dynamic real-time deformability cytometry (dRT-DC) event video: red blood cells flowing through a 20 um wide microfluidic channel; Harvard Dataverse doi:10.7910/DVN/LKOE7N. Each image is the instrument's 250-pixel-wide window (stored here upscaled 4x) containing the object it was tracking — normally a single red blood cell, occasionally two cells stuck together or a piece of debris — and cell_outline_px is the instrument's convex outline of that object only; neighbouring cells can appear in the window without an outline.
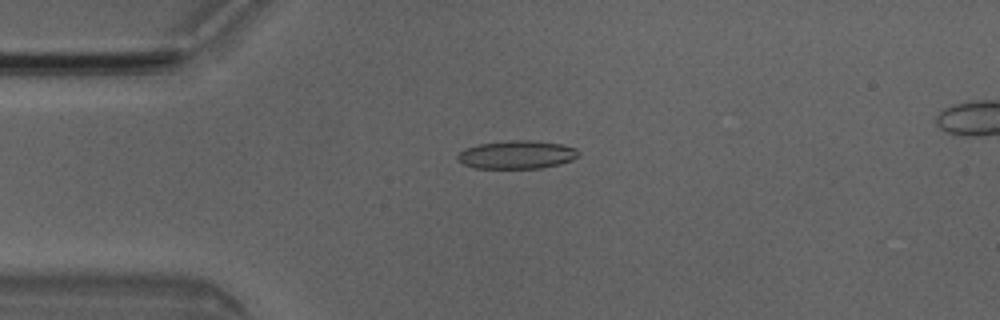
{"species": "Egyptian fruit bat (a non-hibernating species)", "species_latin": "Rousettus aegyptiacus", "temperature_condition": "room temperature", "stored_images_in_passage": 6, "camera_frame_rate_fps": 3000, "um_per_image_px": 0.085, "animal": {"sex": "male"}, "frame": {"image": 1, "passage_image": 3, "time_ms": 0.667, "image_size_px": [1000, 320], "cell_outline_px": [[580, 152], [572, 160], [560, 164], [540, 168], [476, 168], [464, 164], [456, 160], [456, 156], [464, 148], [480, 144], [512, 140], [532, 140], [560, 144], [576, 148]], "centroid_in_image_um": [43.91, 13.15], "position_along_channel_um": 41.1, "area_um2": 19.83}}